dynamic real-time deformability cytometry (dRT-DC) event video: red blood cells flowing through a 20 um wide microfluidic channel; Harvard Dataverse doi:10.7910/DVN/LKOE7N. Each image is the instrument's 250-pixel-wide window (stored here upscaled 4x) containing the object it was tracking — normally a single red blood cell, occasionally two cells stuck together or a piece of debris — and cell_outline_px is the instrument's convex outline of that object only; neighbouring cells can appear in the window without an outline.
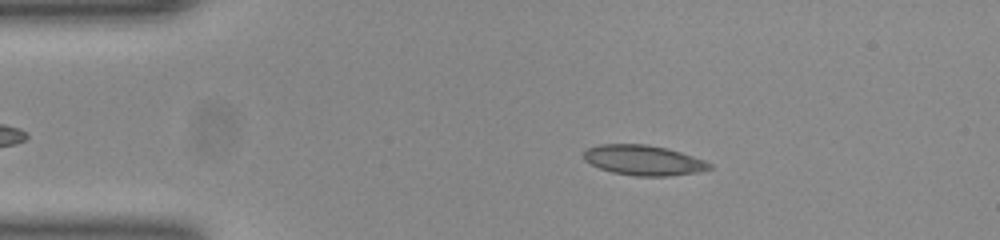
{"species": "common noctule bat (a hibernating species)", "species_latin": "Nyctalus noctula", "temperature_condition": "room temperature", "stored_images_in_passage": 46, "camera_frame_rate_fps": 3000, "um_per_image_px": 0.085, "animal": {"sex": "female", "body_mass_g": 23.0, "forearm_length_mm": 53.4}, "frame": {"image": 1, "passage_image": 4, "time_ms": 1.0, "image_size_px": [1000, 240], "cell_outline_px": [[712, 168], [696, 172], [668, 176], [636, 176], [612, 172], [600, 168], [584, 160], [584, 152], [588, 148], [600, 144], [644, 144], [668, 148], [704, 160], [712, 164]], "centroid_in_image_um": [54.7, 13.62], "position_along_channel_um": 30.3, "area_um2": 21.91}}
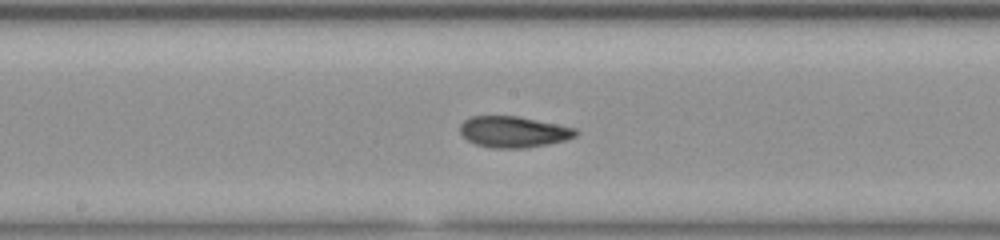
{"frame": {"image": 2, "passage_image": 21, "time_ms": 6.667, "image_size_px": [1000, 240], "cell_outline_px": [[576, 136], [564, 140], [548, 144], [528, 148], [492, 148], [476, 144], [468, 140], [460, 132], [460, 124], [464, 120], [472, 116], [520, 116], [576, 128]], "centroid_in_image_um": [43.64, 11.2], "position_along_channel_um": 204.6, "area_um2": 20.98}}
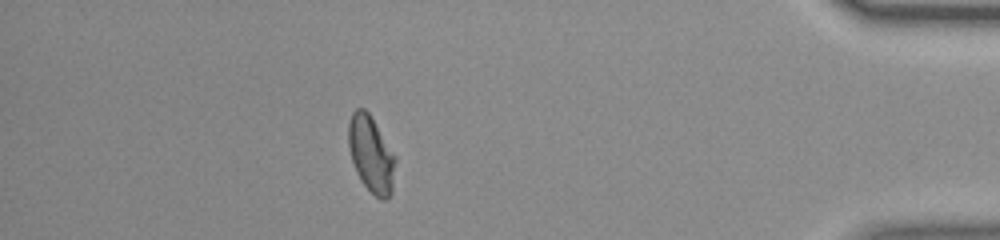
{"frame": {"image": 3, "passage_image": 40, "time_ms": 13.0, "image_size_px": [1000, 240], "cell_outline_px": [[396, 160], [392, 192], [384, 200], [380, 200], [364, 184], [356, 172], [352, 160], [348, 144], [348, 124], [352, 112], [356, 108], [364, 108], [368, 112], [396, 156]], "centroid_in_image_um": [31.54, 13.1], "position_along_channel_um": 403.7, "area_um2": 20.75}, "authors_computed_cell_mechanics": {"area_um2": 20.9525, "velocity_mm_per_s": 3.9242, "shape_relaxation_time_tau1_ms": null, "shape_relaxation_time_tau2_ms": 2.5541, "deformation_change_tau1": null, "deformation_change_tau2": 0.0746}}